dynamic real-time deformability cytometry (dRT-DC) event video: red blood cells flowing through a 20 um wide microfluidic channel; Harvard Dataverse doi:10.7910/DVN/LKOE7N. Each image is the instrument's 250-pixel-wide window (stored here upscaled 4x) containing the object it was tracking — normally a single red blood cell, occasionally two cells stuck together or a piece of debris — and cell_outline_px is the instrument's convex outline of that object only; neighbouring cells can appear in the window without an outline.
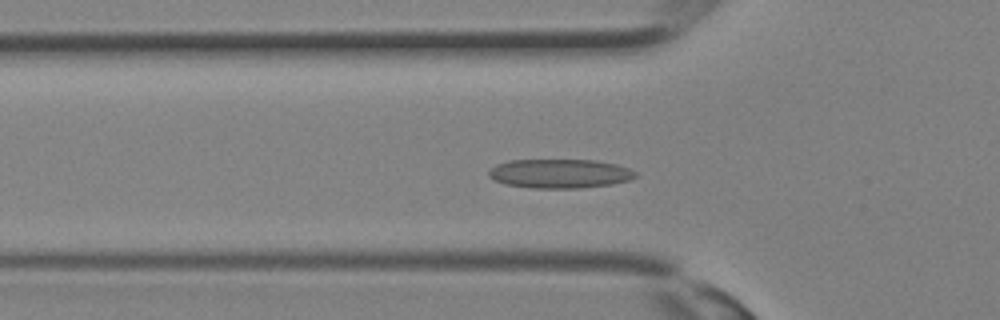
{"species": "Egyptian fruit bat (a non-hibernating species)", "species_latin": "Rousettus aegyptiacus", "temperature_condition": "room temperature", "stored_images_in_passage": 11, "camera_frame_rate_fps": 3000, "um_per_image_px": 0.085, "animal": {"sex": "female"}, "frame": {"image": 1, "passage_image": 10, "time_ms": 3.0, "image_size_px": [1000, 320], "cell_outline_px": [[636, 176], [628, 180], [612, 184], [576, 188], [532, 188], [504, 184], [488, 176], [488, 172], [496, 164], [508, 160], [596, 160], [616, 164], [628, 168], [636, 172]], "centroid_in_image_um": [47.56, 14.75], "position_along_channel_um": 78.2, "area_um2": 24.8}}